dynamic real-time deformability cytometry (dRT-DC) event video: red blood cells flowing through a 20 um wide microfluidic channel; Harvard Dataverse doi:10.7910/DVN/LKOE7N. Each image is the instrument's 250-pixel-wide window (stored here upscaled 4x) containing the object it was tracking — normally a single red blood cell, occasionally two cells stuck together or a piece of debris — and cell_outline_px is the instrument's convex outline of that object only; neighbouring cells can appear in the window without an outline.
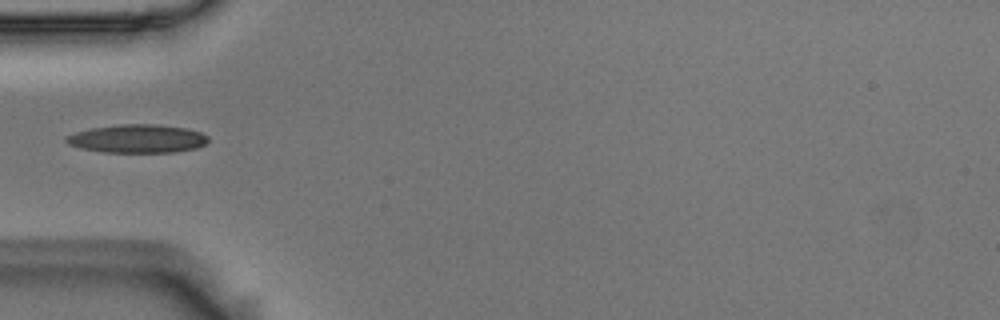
{"species": "Egyptian fruit bat (a non-hibernating species)", "species_latin": "Rousettus aegyptiacus", "temperature_condition": "room temperature", "stored_images_in_passage": 38, "camera_frame_rate_fps": 3000, "um_per_image_px": 0.085, "animal": {"sex": "male"}, "frame": {"image": 1, "passage_image": 1, "time_ms": 0.0, "image_size_px": [1000, 320], "cell_outline_px": [[208, 140], [204, 144], [196, 148], [176, 152], [104, 152], [80, 148], [68, 144], [64, 140], [64, 136], [76, 132], [92, 128], [120, 124], [156, 124], [184, 128], [200, 132], [208, 136]], "centroid_in_image_um": [11.65, 11.79], "position_along_channel_um": 73.3, "area_um2": 23.41}}
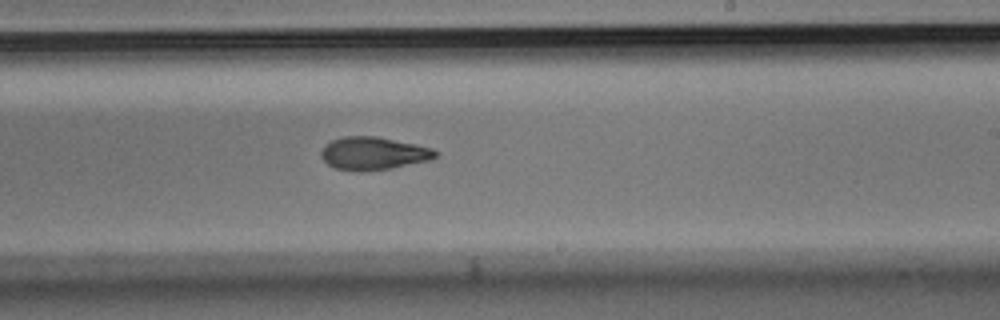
{"frame": {"image": 2, "passage_image": 16, "time_ms": 5.0, "image_size_px": [1000, 320], "cell_outline_px": [[440, 156], [432, 160], [392, 168], [360, 172], [336, 168], [328, 164], [320, 156], [320, 152], [332, 140], [344, 136], [376, 136], [416, 144], [432, 148], [440, 152]], "centroid_in_image_um": [31.81, 13.04], "position_along_channel_um": 257.2, "area_um2": 22.08}}
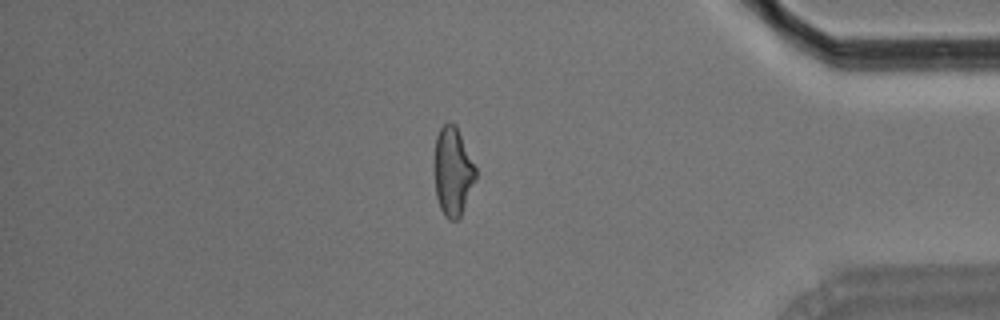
{"frame": {"image": 3, "passage_image": 30, "time_ms": 9.667, "image_size_px": [1000, 320], "cell_outline_px": [[476, 176], [460, 216], [456, 220], [448, 220], [444, 216], [440, 208], [436, 196], [436, 136], [440, 128], [448, 120], [456, 124], [476, 168]], "centroid_in_image_um": [38.5, 14.55], "position_along_channel_um": 396.7, "area_um2": 20.81}}